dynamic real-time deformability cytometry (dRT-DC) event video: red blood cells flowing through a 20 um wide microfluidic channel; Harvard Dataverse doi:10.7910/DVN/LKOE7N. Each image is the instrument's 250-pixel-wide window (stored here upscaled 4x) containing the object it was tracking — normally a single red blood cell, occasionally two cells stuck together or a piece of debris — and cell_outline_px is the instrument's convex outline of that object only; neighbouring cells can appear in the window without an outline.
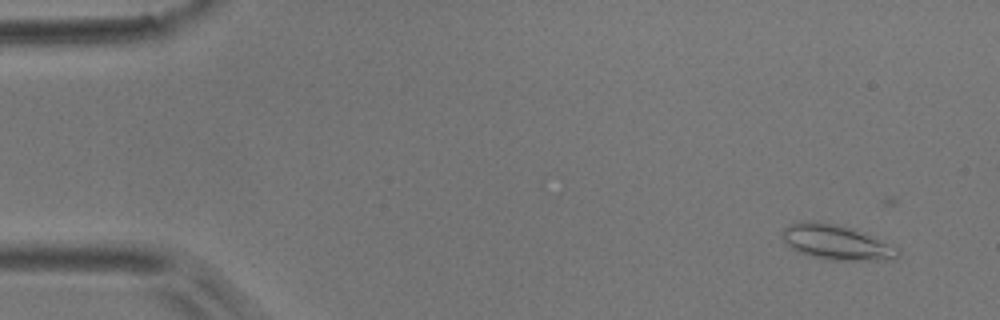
{"species": "common noctule bat (a hibernating species)", "species_latin": "Nyctalus noctula", "temperature_condition": "room temperature", "stored_images_in_passage": 6, "camera_frame_rate_fps": 3000, "um_per_image_px": 0.085, "animal": {"sex": "male", "body_mass_g": 17.9}, "frame": {"image": 1, "passage_image": 2, "time_ms": 1.0, "image_size_px": [1000, 320], "cell_outline_px": [[900, 256], [896, 260], [832, 260], [812, 256], [800, 252], [792, 248], [784, 240], [784, 228], [792, 224], [812, 220], [836, 224], [856, 228], [896, 248], [900, 252]], "centroid_in_image_um": [71.16, 20.6], "position_along_channel_um": 13.8, "area_um2": 23.24}}